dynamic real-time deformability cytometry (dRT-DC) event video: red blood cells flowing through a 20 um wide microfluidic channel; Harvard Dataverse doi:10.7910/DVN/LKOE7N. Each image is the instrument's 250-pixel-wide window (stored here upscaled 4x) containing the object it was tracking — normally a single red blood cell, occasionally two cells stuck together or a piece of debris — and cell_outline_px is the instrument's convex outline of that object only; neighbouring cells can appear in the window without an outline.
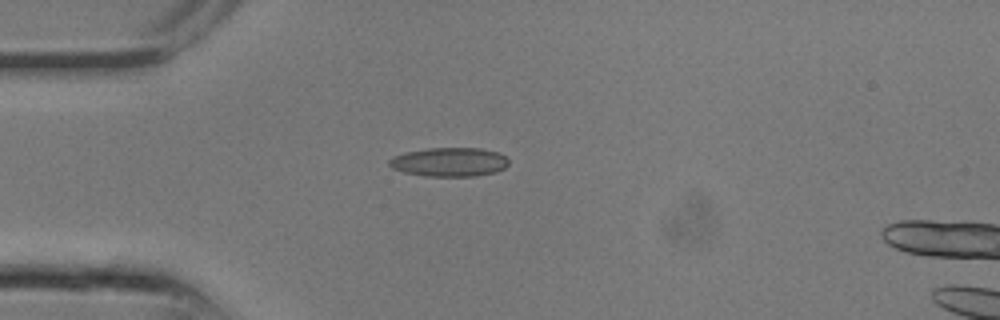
{"species": "common noctule bat (a hibernating species)", "species_latin": "Nyctalus noctula", "temperature_condition": "room temperature", "stored_images_in_passage": 11, "camera_frame_rate_fps": 3000, "um_per_image_px": 0.085, "animal": {"sex": "male", "body_mass_g": 13.3}, "frame": {"image": 1, "passage_image": 7, "time_ms": 2.0, "image_size_px": [1000, 320], "cell_outline_px": [[508, 164], [504, 168], [496, 172], [476, 176], [424, 176], [404, 172], [392, 168], [388, 164], [388, 160], [392, 156], [404, 152], [428, 148], [480, 148], [500, 152], [508, 160]], "centroid_in_image_um": [38.18, 13.77], "position_along_channel_um": 46.8, "area_um2": 20.35}}
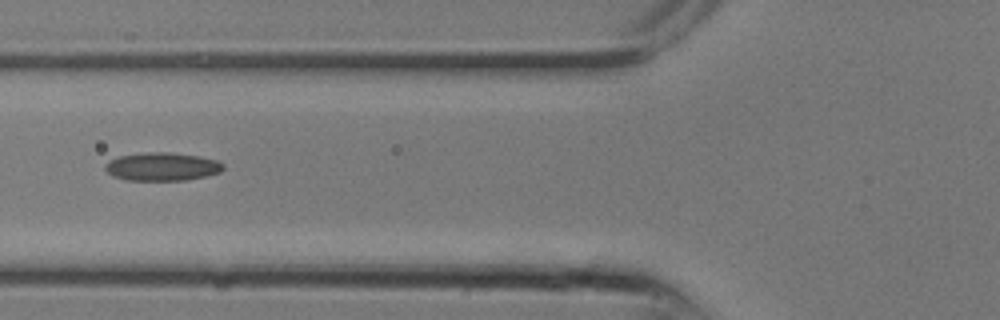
{"frame": {"image": 2, "passage_image": 10, "time_ms": 3.0, "image_size_px": [1000, 320], "cell_outline_px": [[224, 168], [220, 172], [204, 176], [184, 180], [124, 180], [112, 176], [104, 168], [104, 164], [108, 160], [120, 156], [144, 152], [168, 152], [196, 156], [216, 160], [224, 164]], "centroid_in_image_um": [13.72, 14.16], "position_along_channel_um": 112.1, "area_um2": 19.36}}